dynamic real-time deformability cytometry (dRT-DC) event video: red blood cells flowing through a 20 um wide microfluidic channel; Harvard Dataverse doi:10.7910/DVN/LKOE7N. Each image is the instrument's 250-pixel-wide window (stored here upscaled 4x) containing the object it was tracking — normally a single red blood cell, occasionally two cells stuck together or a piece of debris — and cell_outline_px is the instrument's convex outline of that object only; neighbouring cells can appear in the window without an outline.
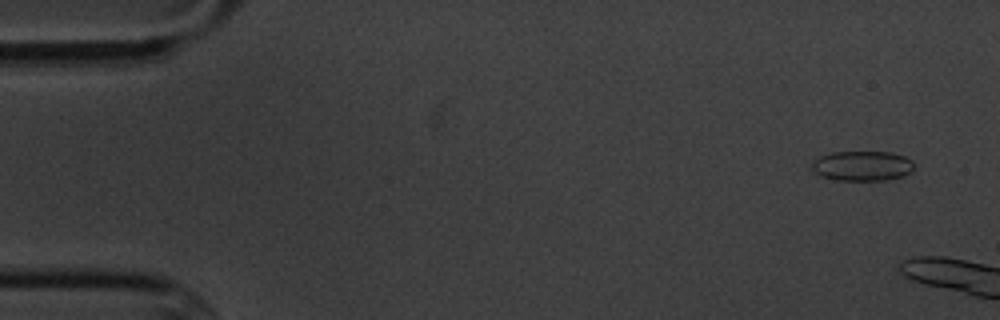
{"species": "common noctule bat (a hibernating species)", "species_latin": "Nyctalus noctula", "temperature_condition": "cold", "stored_images_in_passage": 7, "camera_frame_rate_fps": 3000, "um_per_image_px": 0.085, "animal": {"sex": "male", "body_mass_g": 20.1, "forearm_length_mm": 53.5}, "frame": {"image": 1, "passage_image": 1, "time_ms": 0.0, "image_size_px": [1000, 320], "cell_outline_px": [[912, 168], [904, 176], [884, 180], [836, 180], [820, 176], [812, 168], [812, 160], [820, 156], [832, 152], [892, 152], [904, 156], [912, 160]], "centroid_in_image_um": [73.26, 14.09], "position_along_channel_um": 11.7, "area_um2": 17.74}}